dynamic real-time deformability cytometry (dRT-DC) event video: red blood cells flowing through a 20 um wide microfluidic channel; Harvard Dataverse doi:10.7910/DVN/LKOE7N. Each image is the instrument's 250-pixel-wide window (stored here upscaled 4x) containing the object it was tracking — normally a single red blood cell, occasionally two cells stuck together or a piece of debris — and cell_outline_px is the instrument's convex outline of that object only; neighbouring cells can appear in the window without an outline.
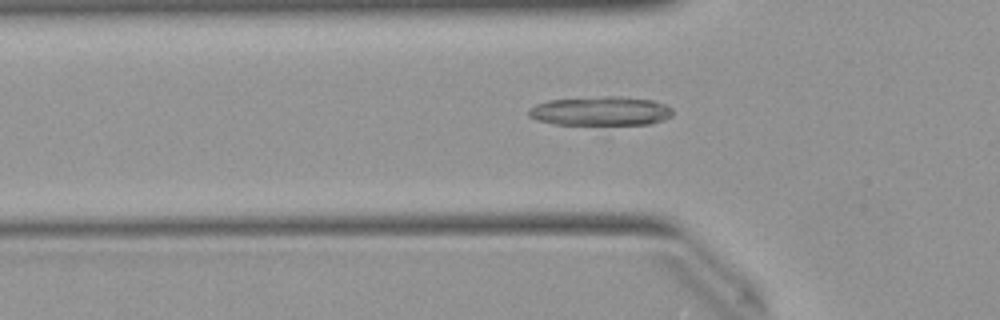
{"species": "Egyptian fruit bat (a non-hibernating species)", "species_latin": "Rousettus aegyptiacus", "temperature_condition": "warm", "stored_images_in_passage": 24, "camera_frame_rate_fps": 3000, "um_per_image_px": 0.085, "animal": {"sex": "female"}, "frame": {"image": 1, "passage_image": 7, "time_ms": 2.0, "image_size_px": [1000, 320], "cell_outline_px": [[672, 116], [664, 120], [652, 124], [556, 124], [536, 120], [528, 116], [528, 108], [536, 104], [548, 100], [604, 96], [620, 96], [652, 100], [664, 104], [672, 108]], "centroid_in_image_um": [51.05, 9.43], "position_along_channel_um": 74.8, "area_um2": 24.51}}
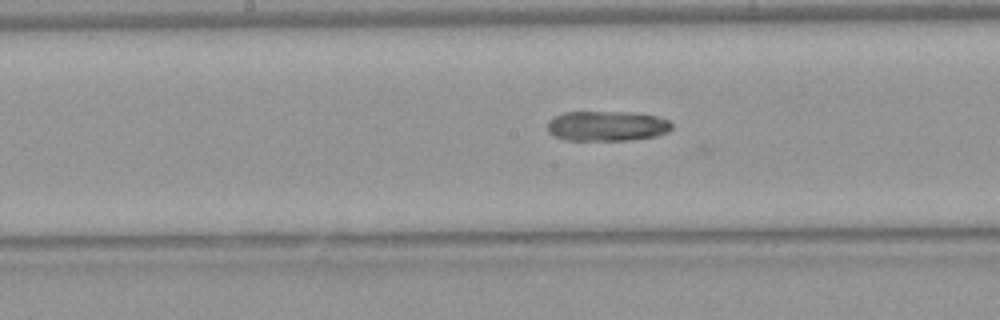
{"frame": {"image": 2, "passage_image": 16, "time_ms": 5.0, "image_size_px": [1000, 320], "cell_outline_px": [[672, 128], [668, 132], [656, 136], [628, 140], [564, 140], [548, 132], [548, 120], [552, 116], [564, 112], [632, 112], [656, 116], [668, 120], [672, 124]], "centroid_in_image_um": [51.57, 10.7], "position_along_channel_um": 196.6, "area_um2": 21.91}}
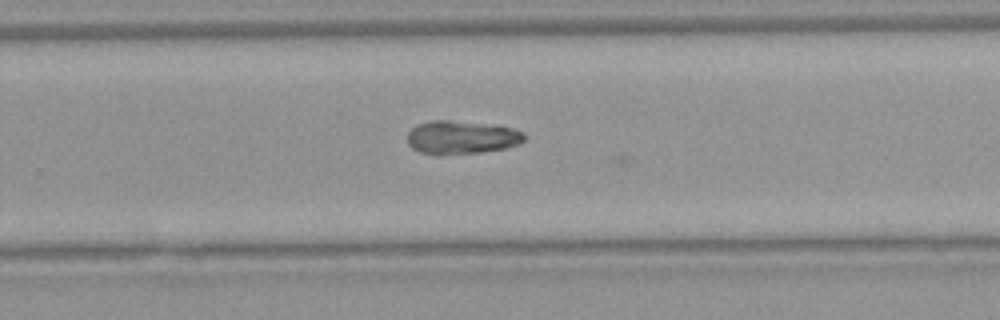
{"frame": {"image": 3, "passage_image": 23, "time_ms": 7.333, "image_size_px": [1000, 320], "cell_outline_px": [[528, 136], [520, 144], [508, 148], [480, 152], [440, 156], [436, 156], [420, 152], [412, 148], [408, 144], [408, 132], [416, 124], [432, 120], [448, 120], [508, 128], [524, 132]], "centroid_in_image_um": [39.19, 11.71], "position_along_channel_um": 290.6, "area_um2": 22.77}}